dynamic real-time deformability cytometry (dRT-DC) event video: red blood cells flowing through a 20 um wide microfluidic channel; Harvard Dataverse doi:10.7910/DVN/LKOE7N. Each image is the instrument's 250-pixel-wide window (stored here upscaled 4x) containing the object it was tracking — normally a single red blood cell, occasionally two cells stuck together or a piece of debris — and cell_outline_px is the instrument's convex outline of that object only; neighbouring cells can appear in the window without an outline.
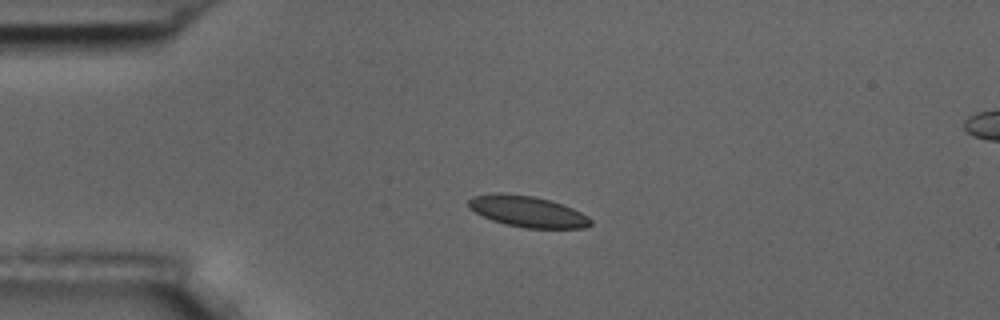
{"species": "common noctule bat (a hibernating species)", "species_latin": "Nyctalus noctula", "temperature_condition": "room temperature", "stored_images_in_passage": 5, "segment_of_instrument_passage": [1, 2], "camera_frame_rate_fps": 3000, "um_per_image_px": 0.085, "animal": {"sex": "male", "body_mass_g": 17.5, "forearm_length_mm": 52.3}, "frame": {"image": 1, "passage_image": 3, "time_ms": 3.333, "image_size_px": [1000, 320], "cell_outline_px": [[592, 224], [584, 228], [524, 228], [492, 220], [468, 208], [468, 200], [472, 196], [496, 192], [504, 192], [532, 196], [548, 200], [572, 208], [588, 216], [592, 220]], "centroid_in_image_um": [44.82, 17.97], "position_along_channel_um": 40.2, "area_um2": 22.02}}